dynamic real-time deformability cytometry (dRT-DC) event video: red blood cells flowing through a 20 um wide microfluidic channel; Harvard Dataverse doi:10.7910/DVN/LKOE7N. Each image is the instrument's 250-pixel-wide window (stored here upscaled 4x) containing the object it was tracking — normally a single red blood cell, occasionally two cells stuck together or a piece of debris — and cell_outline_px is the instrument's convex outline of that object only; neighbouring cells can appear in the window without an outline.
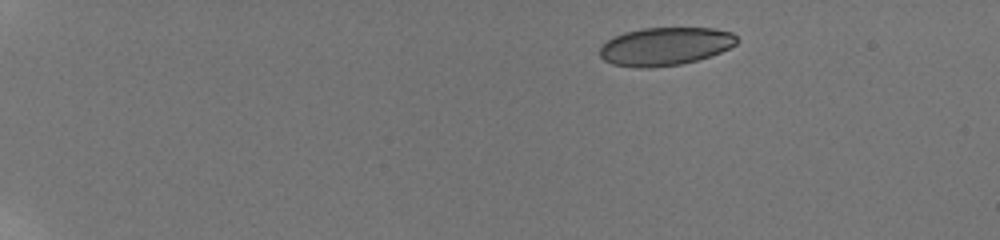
{"species": "human", "species_latin": "Homo sapiens", "temperature_condition": "room temperature", "stored_images_in_passage": 50, "camera_frame_rate_fps": 3000, "um_per_image_px": 0.085, "donor": {"sex": "male"}, "frame": {"image": 1, "passage_image": 1, "time_ms": 0.0, "image_size_px": [1000, 240], "cell_outline_px": [[740, 40], [736, 44], [720, 52], [696, 60], [680, 64], [648, 68], [636, 68], [612, 64], [604, 60], [600, 56], [600, 48], [612, 36], [624, 32], [640, 28], [716, 28], [732, 32]], "centroid_in_image_um": [56.53, 3.93], "position_along_channel_um": 28.5, "area_um2": 30.52}}
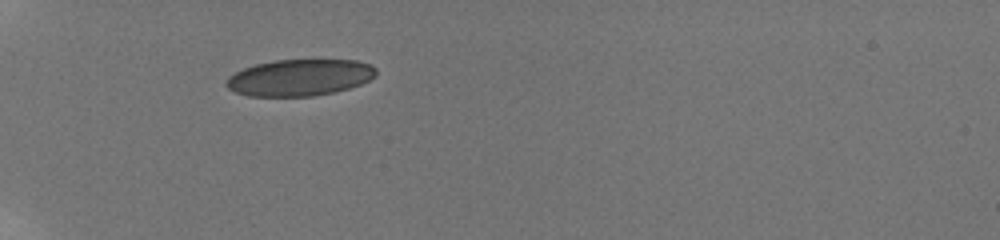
{"frame": {"image": 2, "passage_image": 24, "time_ms": 3.667, "image_size_px": [1000, 240], "cell_outline_px": [[376, 76], [360, 84], [348, 88], [332, 92], [312, 96], [248, 96], [236, 92], [228, 88], [224, 84], [228, 76], [244, 68], [256, 64], [272, 60], [356, 60], [372, 64], [376, 68]], "centroid_in_image_um": [25.46, 6.58], "position_along_channel_um": 59.5, "area_um2": 31.91}}